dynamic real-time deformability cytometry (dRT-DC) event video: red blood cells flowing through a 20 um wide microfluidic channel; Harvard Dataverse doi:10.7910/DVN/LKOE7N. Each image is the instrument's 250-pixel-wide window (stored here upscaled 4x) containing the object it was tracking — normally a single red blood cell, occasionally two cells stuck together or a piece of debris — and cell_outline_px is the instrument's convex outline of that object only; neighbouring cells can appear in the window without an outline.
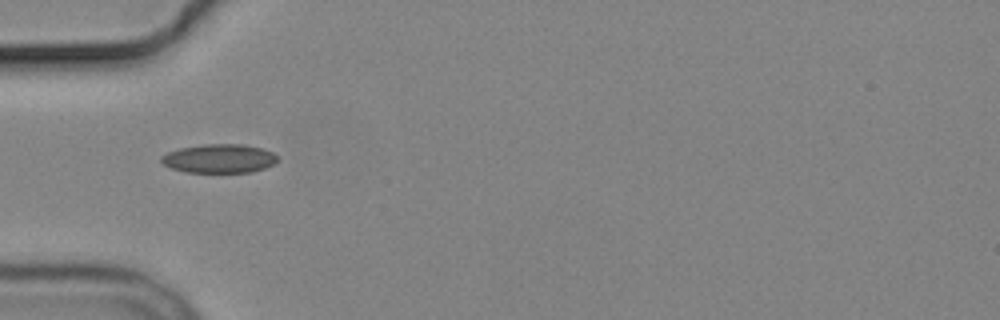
{"species": "common noctule bat (a hibernating species)", "species_latin": "Nyctalus noctula", "temperature_condition": "cold", "stored_images_in_passage": 5, "camera_frame_rate_fps": 3000, "um_per_image_px": 0.085, "animal": {"sex": "male", "body_mass_g": 19.2, "forearm_length_mm": 51.8}, "frame": {"image": 1, "passage_image": 1, "time_ms": 0.0, "image_size_px": [1000, 320], "cell_outline_px": [[280, 160], [264, 168], [252, 172], [188, 172], [172, 168], [164, 164], [160, 160], [160, 156], [168, 152], [180, 148], [204, 144], [244, 144], [264, 148], [272, 152]], "centroid_in_image_um": [18.66, 13.46], "position_along_channel_um": 66.3, "area_um2": 19.54}}
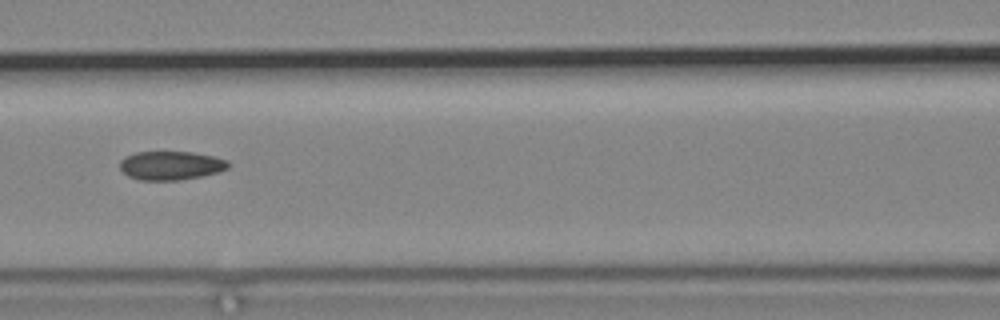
{"frame": {"image": 2, "passage_image": 3, "time_ms": 2.333, "image_size_px": [1000, 320], "cell_outline_px": [[232, 164], [228, 168], [216, 172], [200, 176], [180, 180], [140, 180], [128, 176], [120, 168], [120, 160], [124, 156], [136, 152], [192, 152], [212, 156], [228, 160]], "centroid_in_image_um": [14.51, 14.06], "position_along_channel_um": 152.1, "area_um2": 18.15}}
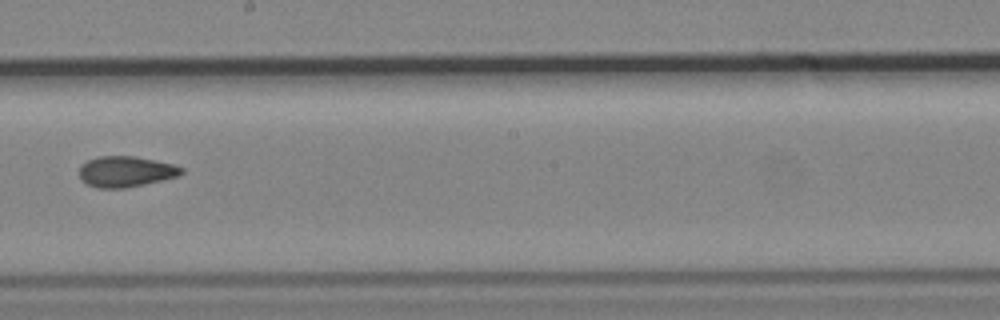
{"frame": {"image": 3, "passage_image": 5, "time_ms": 4.667, "image_size_px": [1000, 320], "cell_outline_px": [[184, 172], [176, 176], [144, 184], [124, 188], [96, 188], [80, 180], [80, 164], [96, 156], [136, 156], [172, 164], [184, 168]], "centroid_in_image_um": [10.65, 14.57], "position_along_channel_um": 237.6, "area_um2": 18.26}}